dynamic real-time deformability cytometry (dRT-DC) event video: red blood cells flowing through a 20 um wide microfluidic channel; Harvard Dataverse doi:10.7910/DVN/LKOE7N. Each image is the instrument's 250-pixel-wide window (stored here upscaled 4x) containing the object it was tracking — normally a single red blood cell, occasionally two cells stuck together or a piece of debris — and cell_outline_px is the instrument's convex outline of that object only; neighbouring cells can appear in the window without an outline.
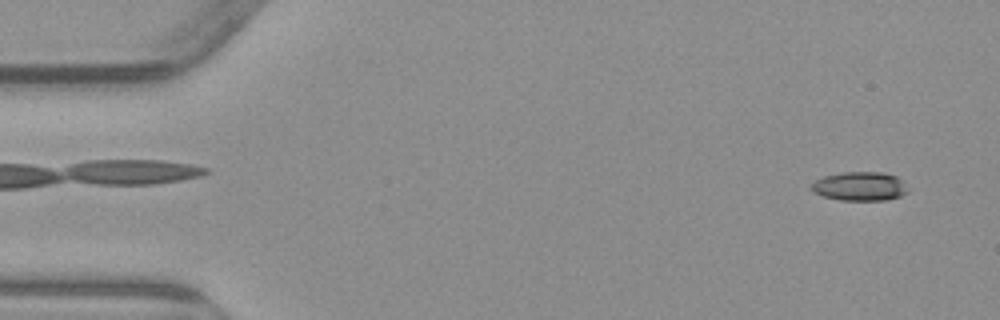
{"species": "common noctule bat (a hibernating species)", "species_latin": "Nyctalus noctula", "temperature_condition": "warm", "stored_images_in_passage": 5, "segment_of_instrument_passage": [1, 2], "camera_frame_rate_fps": 3000, "um_per_image_px": 0.085, "animal": {"sex": "male", "body_mass_g": 23.1, "forearm_length_mm": 52.7}, "frame": {"image": 1, "passage_image": 1, "time_ms": 0.0, "image_size_px": [1000, 320], "cell_outline_px": [[908, 192], [900, 196], [884, 200], [840, 200], [824, 196], [808, 188], [816, 180], [824, 176], [844, 172], [880, 172], [896, 176], [900, 180]], "centroid_in_image_um": [73.05, 15.83], "position_along_channel_um": 11.9, "area_um2": 15.95}}
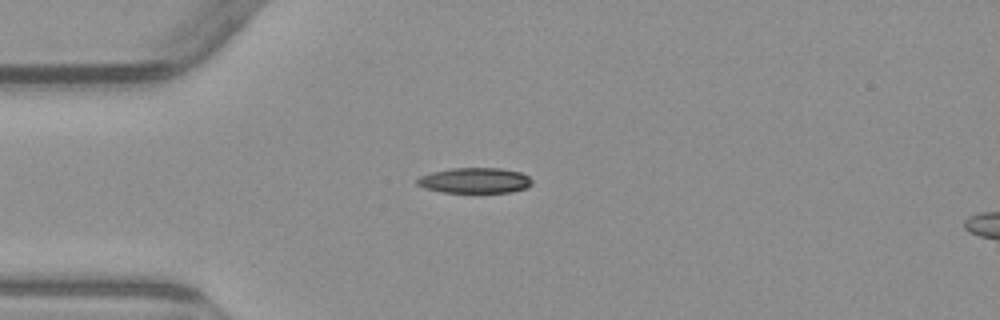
{"frame": {"image": 2, "passage_image": 4, "time_ms": 3.667, "image_size_px": [1000, 320], "cell_outline_px": [[532, 184], [524, 188], [512, 192], [444, 192], [424, 188], [416, 184], [416, 180], [420, 176], [432, 172], [452, 168], [500, 168], [520, 172], [528, 176], [532, 180]], "centroid_in_image_um": [40.35, 15.33], "position_along_channel_um": 44.7, "area_um2": 16.94}}